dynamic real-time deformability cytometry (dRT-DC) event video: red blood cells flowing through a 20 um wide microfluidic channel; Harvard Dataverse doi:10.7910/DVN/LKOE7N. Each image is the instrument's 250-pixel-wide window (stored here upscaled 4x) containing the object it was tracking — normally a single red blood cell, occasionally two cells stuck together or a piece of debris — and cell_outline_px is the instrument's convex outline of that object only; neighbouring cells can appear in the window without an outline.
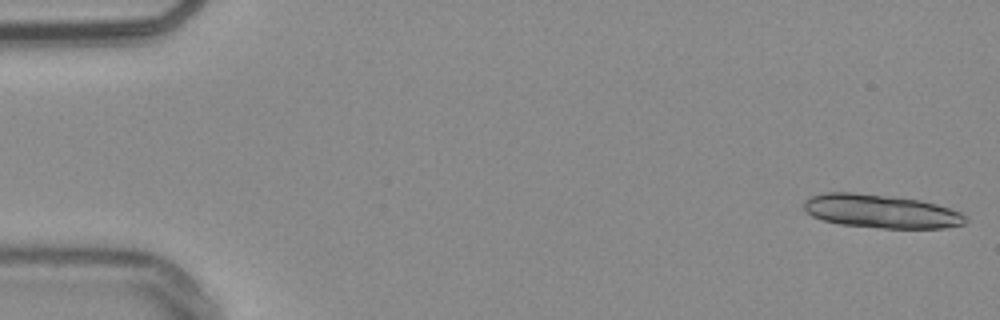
{"species": "common noctule bat (a hibernating species)", "species_latin": "Nyctalus noctula", "temperature_condition": "warm", "stored_images_in_passage": 15, "camera_frame_rate_fps": 3000, "um_per_image_px": 0.085, "animal": {"sex": "male", "body_mass_g": 20.4}, "frame": {"image": 1, "passage_image": 1, "time_ms": 0.0, "image_size_px": [1000, 320], "cell_outline_px": [[968, 220], [964, 224], [944, 228], [880, 228], [840, 224], [824, 220], [812, 216], [804, 208], [804, 200], [812, 196], [824, 192], [852, 192], [920, 200], [936, 204], [960, 212], [968, 216]], "centroid_in_image_um": [74.9, 17.96], "position_along_channel_um": 10.1, "area_um2": 31.44}}